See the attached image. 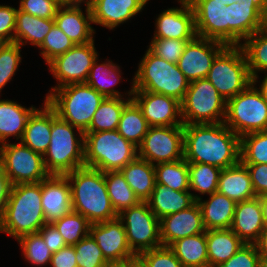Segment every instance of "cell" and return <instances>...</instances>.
Here are the masks:
<instances>
[{
  "instance_id": "obj_1",
  "label": "cell",
  "mask_w": 267,
  "mask_h": 267,
  "mask_svg": "<svg viewBox=\"0 0 267 267\" xmlns=\"http://www.w3.org/2000/svg\"><path fill=\"white\" fill-rule=\"evenodd\" d=\"M184 129V159L221 169L240 161V137L222 123L187 124Z\"/></svg>"
},
{
  "instance_id": "obj_2",
  "label": "cell",
  "mask_w": 267,
  "mask_h": 267,
  "mask_svg": "<svg viewBox=\"0 0 267 267\" xmlns=\"http://www.w3.org/2000/svg\"><path fill=\"white\" fill-rule=\"evenodd\" d=\"M71 187L72 209L91 224L118 217L108 195L104 172L81 167L65 174Z\"/></svg>"
},
{
  "instance_id": "obj_3",
  "label": "cell",
  "mask_w": 267,
  "mask_h": 267,
  "mask_svg": "<svg viewBox=\"0 0 267 267\" xmlns=\"http://www.w3.org/2000/svg\"><path fill=\"white\" fill-rule=\"evenodd\" d=\"M46 220L41 204V182L12 185L0 233L15 241L22 235L38 233Z\"/></svg>"
},
{
  "instance_id": "obj_4",
  "label": "cell",
  "mask_w": 267,
  "mask_h": 267,
  "mask_svg": "<svg viewBox=\"0 0 267 267\" xmlns=\"http://www.w3.org/2000/svg\"><path fill=\"white\" fill-rule=\"evenodd\" d=\"M84 133L59 118L52 109L51 140L43 155L50 175H65L85 166Z\"/></svg>"
},
{
  "instance_id": "obj_5",
  "label": "cell",
  "mask_w": 267,
  "mask_h": 267,
  "mask_svg": "<svg viewBox=\"0 0 267 267\" xmlns=\"http://www.w3.org/2000/svg\"><path fill=\"white\" fill-rule=\"evenodd\" d=\"M134 72V91H150L182 101L190 82L179 70L177 64L170 63L155 55L148 48Z\"/></svg>"
},
{
  "instance_id": "obj_6",
  "label": "cell",
  "mask_w": 267,
  "mask_h": 267,
  "mask_svg": "<svg viewBox=\"0 0 267 267\" xmlns=\"http://www.w3.org/2000/svg\"><path fill=\"white\" fill-rule=\"evenodd\" d=\"M105 98L86 83L68 84L52 90L45 102L62 120L83 133L89 128L93 115Z\"/></svg>"
},
{
  "instance_id": "obj_7",
  "label": "cell",
  "mask_w": 267,
  "mask_h": 267,
  "mask_svg": "<svg viewBox=\"0 0 267 267\" xmlns=\"http://www.w3.org/2000/svg\"><path fill=\"white\" fill-rule=\"evenodd\" d=\"M85 167L106 171L124 168L138 156V148L117 130L84 133Z\"/></svg>"
},
{
  "instance_id": "obj_8",
  "label": "cell",
  "mask_w": 267,
  "mask_h": 267,
  "mask_svg": "<svg viewBox=\"0 0 267 267\" xmlns=\"http://www.w3.org/2000/svg\"><path fill=\"white\" fill-rule=\"evenodd\" d=\"M227 101L244 91L253 79L241 46H226L213 60L206 77Z\"/></svg>"
},
{
  "instance_id": "obj_9",
  "label": "cell",
  "mask_w": 267,
  "mask_h": 267,
  "mask_svg": "<svg viewBox=\"0 0 267 267\" xmlns=\"http://www.w3.org/2000/svg\"><path fill=\"white\" fill-rule=\"evenodd\" d=\"M224 124L239 137L267 130V100L254 82L227 100Z\"/></svg>"
},
{
  "instance_id": "obj_10",
  "label": "cell",
  "mask_w": 267,
  "mask_h": 267,
  "mask_svg": "<svg viewBox=\"0 0 267 267\" xmlns=\"http://www.w3.org/2000/svg\"><path fill=\"white\" fill-rule=\"evenodd\" d=\"M180 103L184 125L222 123L225 120L227 101L206 78L191 82Z\"/></svg>"
},
{
  "instance_id": "obj_11",
  "label": "cell",
  "mask_w": 267,
  "mask_h": 267,
  "mask_svg": "<svg viewBox=\"0 0 267 267\" xmlns=\"http://www.w3.org/2000/svg\"><path fill=\"white\" fill-rule=\"evenodd\" d=\"M0 163L12 185L39 183L50 175L45 169L43 155L21 141L0 145Z\"/></svg>"
},
{
  "instance_id": "obj_12",
  "label": "cell",
  "mask_w": 267,
  "mask_h": 267,
  "mask_svg": "<svg viewBox=\"0 0 267 267\" xmlns=\"http://www.w3.org/2000/svg\"><path fill=\"white\" fill-rule=\"evenodd\" d=\"M126 230V238L131 251L140 253L162 246L160 240V220L149 208L147 202L123 210L118 214Z\"/></svg>"
},
{
  "instance_id": "obj_13",
  "label": "cell",
  "mask_w": 267,
  "mask_h": 267,
  "mask_svg": "<svg viewBox=\"0 0 267 267\" xmlns=\"http://www.w3.org/2000/svg\"><path fill=\"white\" fill-rule=\"evenodd\" d=\"M99 55L94 40L86 44H76L67 52L52 60L47 65V70L56 80V84L50 87L44 97L52 90L62 86L86 83L90 69Z\"/></svg>"
},
{
  "instance_id": "obj_14",
  "label": "cell",
  "mask_w": 267,
  "mask_h": 267,
  "mask_svg": "<svg viewBox=\"0 0 267 267\" xmlns=\"http://www.w3.org/2000/svg\"><path fill=\"white\" fill-rule=\"evenodd\" d=\"M138 157L153 165L183 159V125L149 127L138 147Z\"/></svg>"
},
{
  "instance_id": "obj_15",
  "label": "cell",
  "mask_w": 267,
  "mask_h": 267,
  "mask_svg": "<svg viewBox=\"0 0 267 267\" xmlns=\"http://www.w3.org/2000/svg\"><path fill=\"white\" fill-rule=\"evenodd\" d=\"M89 235L96 241L111 266H124L137 260L128 245L124 225L118 217L91 224Z\"/></svg>"
},
{
  "instance_id": "obj_16",
  "label": "cell",
  "mask_w": 267,
  "mask_h": 267,
  "mask_svg": "<svg viewBox=\"0 0 267 267\" xmlns=\"http://www.w3.org/2000/svg\"><path fill=\"white\" fill-rule=\"evenodd\" d=\"M267 0H238L227 4L228 46L241 44L263 28Z\"/></svg>"
},
{
  "instance_id": "obj_17",
  "label": "cell",
  "mask_w": 267,
  "mask_h": 267,
  "mask_svg": "<svg viewBox=\"0 0 267 267\" xmlns=\"http://www.w3.org/2000/svg\"><path fill=\"white\" fill-rule=\"evenodd\" d=\"M226 47L224 43L196 36L187 43L178 67L187 80L193 81L206 78L213 60Z\"/></svg>"
},
{
  "instance_id": "obj_18",
  "label": "cell",
  "mask_w": 267,
  "mask_h": 267,
  "mask_svg": "<svg viewBox=\"0 0 267 267\" xmlns=\"http://www.w3.org/2000/svg\"><path fill=\"white\" fill-rule=\"evenodd\" d=\"M176 1V0H175ZM179 6L167 7L156 14L152 38L194 39L197 36L195 14L189 0H177Z\"/></svg>"
},
{
  "instance_id": "obj_19",
  "label": "cell",
  "mask_w": 267,
  "mask_h": 267,
  "mask_svg": "<svg viewBox=\"0 0 267 267\" xmlns=\"http://www.w3.org/2000/svg\"><path fill=\"white\" fill-rule=\"evenodd\" d=\"M151 126L184 125L181 103L176 98L150 91H134L131 98Z\"/></svg>"
},
{
  "instance_id": "obj_20",
  "label": "cell",
  "mask_w": 267,
  "mask_h": 267,
  "mask_svg": "<svg viewBox=\"0 0 267 267\" xmlns=\"http://www.w3.org/2000/svg\"><path fill=\"white\" fill-rule=\"evenodd\" d=\"M195 14L197 36L228 46L227 4L215 0H189Z\"/></svg>"
},
{
  "instance_id": "obj_21",
  "label": "cell",
  "mask_w": 267,
  "mask_h": 267,
  "mask_svg": "<svg viewBox=\"0 0 267 267\" xmlns=\"http://www.w3.org/2000/svg\"><path fill=\"white\" fill-rule=\"evenodd\" d=\"M150 0H92L89 4L93 25L109 31L128 23L146 9Z\"/></svg>"
},
{
  "instance_id": "obj_22",
  "label": "cell",
  "mask_w": 267,
  "mask_h": 267,
  "mask_svg": "<svg viewBox=\"0 0 267 267\" xmlns=\"http://www.w3.org/2000/svg\"><path fill=\"white\" fill-rule=\"evenodd\" d=\"M54 21L75 45L95 40L96 29L92 26V14L87 4H62Z\"/></svg>"
},
{
  "instance_id": "obj_23",
  "label": "cell",
  "mask_w": 267,
  "mask_h": 267,
  "mask_svg": "<svg viewBox=\"0 0 267 267\" xmlns=\"http://www.w3.org/2000/svg\"><path fill=\"white\" fill-rule=\"evenodd\" d=\"M41 204L46 223L73 211L71 187L65 175H49L41 181Z\"/></svg>"
},
{
  "instance_id": "obj_24",
  "label": "cell",
  "mask_w": 267,
  "mask_h": 267,
  "mask_svg": "<svg viewBox=\"0 0 267 267\" xmlns=\"http://www.w3.org/2000/svg\"><path fill=\"white\" fill-rule=\"evenodd\" d=\"M202 213L197 201L185 210L160 219V240L163 246H170L178 239L204 233Z\"/></svg>"
},
{
  "instance_id": "obj_25",
  "label": "cell",
  "mask_w": 267,
  "mask_h": 267,
  "mask_svg": "<svg viewBox=\"0 0 267 267\" xmlns=\"http://www.w3.org/2000/svg\"><path fill=\"white\" fill-rule=\"evenodd\" d=\"M98 56L90 69L86 84L94 88L104 98H132L133 77L130 79V88L125 92L115 87L123 83V74L121 67L118 63H114L113 60L106 58L101 61L102 58ZM101 62V63H100Z\"/></svg>"
},
{
  "instance_id": "obj_26",
  "label": "cell",
  "mask_w": 267,
  "mask_h": 267,
  "mask_svg": "<svg viewBox=\"0 0 267 267\" xmlns=\"http://www.w3.org/2000/svg\"><path fill=\"white\" fill-rule=\"evenodd\" d=\"M265 224L259 197L238 202L235 207L231 230L245 243L253 244Z\"/></svg>"
},
{
  "instance_id": "obj_27",
  "label": "cell",
  "mask_w": 267,
  "mask_h": 267,
  "mask_svg": "<svg viewBox=\"0 0 267 267\" xmlns=\"http://www.w3.org/2000/svg\"><path fill=\"white\" fill-rule=\"evenodd\" d=\"M37 108L34 105L26 107L15 99H2L0 96V145L11 142V137L21 141L27 121Z\"/></svg>"
},
{
  "instance_id": "obj_28",
  "label": "cell",
  "mask_w": 267,
  "mask_h": 267,
  "mask_svg": "<svg viewBox=\"0 0 267 267\" xmlns=\"http://www.w3.org/2000/svg\"><path fill=\"white\" fill-rule=\"evenodd\" d=\"M202 213V220L205 230L230 229L236 202L226 195L214 192L207 195L205 199L197 200Z\"/></svg>"
},
{
  "instance_id": "obj_29",
  "label": "cell",
  "mask_w": 267,
  "mask_h": 267,
  "mask_svg": "<svg viewBox=\"0 0 267 267\" xmlns=\"http://www.w3.org/2000/svg\"><path fill=\"white\" fill-rule=\"evenodd\" d=\"M52 108L43 103L29 117L21 142L42 155L48 149L51 140Z\"/></svg>"
},
{
  "instance_id": "obj_30",
  "label": "cell",
  "mask_w": 267,
  "mask_h": 267,
  "mask_svg": "<svg viewBox=\"0 0 267 267\" xmlns=\"http://www.w3.org/2000/svg\"><path fill=\"white\" fill-rule=\"evenodd\" d=\"M217 192L236 203L256 197L246 165L239 161L229 168L222 169Z\"/></svg>"
},
{
  "instance_id": "obj_31",
  "label": "cell",
  "mask_w": 267,
  "mask_h": 267,
  "mask_svg": "<svg viewBox=\"0 0 267 267\" xmlns=\"http://www.w3.org/2000/svg\"><path fill=\"white\" fill-rule=\"evenodd\" d=\"M146 202L160 220L164 216L189 208L196 200L190 191H177L160 183H155L154 190Z\"/></svg>"
},
{
  "instance_id": "obj_32",
  "label": "cell",
  "mask_w": 267,
  "mask_h": 267,
  "mask_svg": "<svg viewBox=\"0 0 267 267\" xmlns=\"http://www.w3.org/2000/svg\"><path fill=\"white\" fill-rule=\"evenodd\" d=\"M54 24V19L33 16L18 8L14 42L18 43L22 48L26 45L39 48Z\"/></svg>"
},
{
  "instance_id": "obj_33",
  "label": "cell",
  "mask_w": 267,
  "mask_h": 267,
  "mask_svg": "<svg viewBox=\"0 0 267 267\" xmlns=\"http://www.w3.org/2000/svg\"><path fill=\"white\" fill-rule=\"evenodd\" d=\"M209 267L228 261L245 243L231 229L206 230Z\"/></svg>"
},
{
  "instance_id": "obj_34",
  "label": "cell",
  "mask_w": 267,
  "mask_h": 267,
  "mask_svg": "<svg viewBox=\"0 0 267 267\" xmlns=\"http://www.w3.org/2000/svg\"><path fill=\"white\" fill-rule=\"evenodd\" d=\"M120 171L139 201L146 202L156 183L154 165L137 156Z\"/></svg>"
},
{
  "instance_id": "obj_35",
  "label": "cell",
  "mask_w": 267,
  "mask_h": 267,
  "mask_svg": "<svg viewBox=\"0 0 267 267\" xmlns=\"http://www.w3.org/2000/svg\"><path fill=\"white\" fill-rule=\"evenodd\" d=\"M169 247L184 267H209L206 231L178 239Z\"/></svg>"
},
{
  "instance_id": "obj_36",
  "label": "cell",
  "mask_w": 267,
  "mask_h": 267,
  "mask_svg": "<svg viewBox=\"0 0 267 267\" xmlns=\"http://www.w3.org/2000/svg\"><path fill=\"white\" fill-rule=\"evenodd\" d=\"M221 170L210 164L188 163L190 192L196 201L217 192Z\"/></svg>"
},
{
  "instance_id": "obj_37",
  "label": "cell",
  "mask_w": 267,
  "mask_h": 267,
  "mask_svg": "<svg viewBox=\"0 0 267 267\" xmlns=\"http://www.w3.org/2000/svg\"><path fill=\"white\" fill-rule=\"evenodd\" d=\"M149 127L140 108L131 100L122 111L117 128L118 133L138 148Z\"/></svg>"
},
{
  "instance_id": "obj_38",
  "label": "cell",
  "mask_w": 267,
  "mask_h": 267,
  "mask_svg": "<svg viewBox=\"0 0 267 267\" xmlns=\"http://www.w3.org/2000/svg\"><path fill=\"white\" fill-rule=\"evenodd\" d=\"M131 98H105L93 115L86 132L117 130L124 107Z\"/></svg>"
},
{
  "instance_id": "obj_39",
  "label": "cell",
  "mask_w": 267,
  "mask_h": 267,
  "mask_svg": "<svg viewBox=\"0 0 267 267\" xmlns=\"http://www.w3.org/2000/svg\"><path fill=\"white\" fill-rule=\"evenodd\" d=\"M104 180L109 198L117 215L140 202L120 170L104 172Z\"/></svg>"
},
{
  "instance_id": "obj_40",
  "label": "cell",
  "mask_w": 267,
  "mask_h": 267,
  "mask_svg": "<svg viewBox=\"0 0 267 267\" xmlns=\"http://www.w3.org/2000/svg\"><path fill=\"white\" fill-rule=\"evenodd\" d=\"M248 62L250 76L267 73V32L263 29L249 36L242 44Z\"/></svg>"
},
{
  "instance_id": "obj_41",
  "label": "cell",
  "mask_w": 267,
  "mask_h": 267,
  "mask_svg": "<svg viewBox=\"0 0 267 267\" xmlns=\"http://www.w3.org/2000/svg\"><path fill=\"white\" fill-rule=\"evenodd\" d=\"M156 183L177 191H190L188 162L183 158L154 165Z\"/></svg>"
},
{
  "instance_id": "obj_42",
  "label": "cell",
  "mask_w": 267,
  "mask_h": 267,
  "mask_svg": "<svg viewBox=\"0 0 267 267\" xmlns=\"http://www.w3.org/2000/svg\"><path fill=\"white\" fill-rule=\"evenodd\" d=\"M17 243L21 248L22 259L27 264H31V267H49L53 253L39 233L22 235L17 239Z\"/></svg>"
},
{
  "instance_id": "obj_43",
  "label": "cell",
  "mask_w": 267,
  "mask_h": 267,
  "mask_svg": "<svg viewBox=\"0 0 267 267\" xmlns=\"http://www.w3.org/2000/svg\"><path fill=\"white\" fill-rule=\"evenodd\" d=\"M240 161L245 165L267 164V130L240 137Z\"/></svg>"
},
{
  "instance_id": "obj_44",
  "label": "cell",
  "mask_w": 267,
  "mask_h": 267,
  "mask_svg": "<svg viewBox=\"0 0 267 267\" xmlns=\"http://www.w3.org/2000/svg\"><path fill=\"white\" fill-rule=\"evenodd\" d=\"M64 238L66 245L74 246L89 235L91 223L83 215L74 211L52 223Z\"/></svg>"
},
{
  "instance_id": "obj_45",
  "label": "cell",
  "mask_w": 267,
  "mask_h": 267,
  "mask_svg": "<svg viewBox=\"0 0 267 267\" xmlns=\"http://www.w3.org/2000/svg\"><path fill=\"white\" fill-rule=\"evenodd\" d=\"M21 52L22 47L16 42H9L0 50V96L4 87L13 81L17 71H20L19 64L23 59Z\"/></svg>"
},
{
  "instance_id": "obj_46",
  "label": "cell",
  "mask_w": 267,
  "mask_h": 267,
  "mask_svg": "<svg viewBox=\"0 0 267 267\" xmlns=\"http://www.w3.org/2000/svg\"><path fill=\"white\" fill-rule=\"evenodd\" d=\"M75 43L54 24L42 45L38 48L39 55L42 56L46 65H48L56 57L64 54L71 49Z\"/></svg>"
},
{
  "instance_id": "obj_47",
  "label": "cell",
  "mask_w": 267,
  "mask_h": 267,
  "mask_svg": "<svg viewBox=\"0 0 267 267\" xmlns=\"http://www.w3.org/2000/svg\"><path fill=\"white\" fill-rule=\"evenodd\" d=\"M74 248L78 267H111L105 260L100 247L90 235L80 240L74 245Z\"/></svg>"
},
{
  "instance_id": "obj_48",
  "label": "cell",
  "mask_w": 267,
  "mask_h": 267,
  "mask_svg": "<svg viewBox=\"0 0 267 267\" xmlns=\"http://www.w3.org/2000/svg\"><path fill=\"white\" fill-rule=\"evenodd\" d=\"M150 40L151 42L148 43L147 48L152 53L170 63L178 64L187 43L193 39L151 38Z\"/></svg>"
},
{
  "instance_id": "obj_49",
  "label": "cell",
  "mask_w": 267,
  "mask_h": 267,
  "mask_svg": "<svg viewBox=\"0 0 267 267\" xmlns=\"http://www.w3.org/2000/svg\"><path fill=\"white\" fill-rule=\"evenodd\" d=\"M143 267H184L169 246L144 251L136 260Z\"/></svg>"
},
{
  "instance_id": "obj_50",
  "label": "cell",
  "mask_w": 267,
  "mask_h": 267,
  "mask_svg": "<svg viewBox=\"0 0 267 267\" xmlns=\"http://www.w3.org/2000/svg\"><path fill=\"white\" fill-rule=\"evenodd\" d=\"M21 11L44 19H54L61 0H21L18 2Z\"/></svg>"
},
{
  "instance_id": "obj_51",
  "label": "cell",
  "mask_w": 267,
  "mask_h": 267,
  "mask_svg": "<svg viewBox=\"0 0 267 267\" xmlns=\"http://www.w3.org/2000/svg\"><path fill=\"white\" fill-rule=\"evenodd\" d=\"M261 258L254 244H244L228 261L217 267H258Z\"/></svg>"
},
{
  "instance_id": "obj_52",
  "label": "cell",
  "mask_w": 267,
  "mask_h": 267,
  "mask_svg": "<svg viewBox=\"0 0 267 267\" xmlns=\"http://www.w3.org/2000/svg\"><path fill=\"white\" fill-rule=\"evenodd\" d=\"M17 10L13 5L0 4V35L8 42H14Z\"/></svg>"
},
{
  "instance_id": "obj_53",
  "label": "cell",
  "mask_w": 267,
  "mask_h": 267,
  "mask_svg": "<svg viewBox=\"0 0 267 267\" xmlns=\"http://www.w3.org/2000/svg\"><path fill=\"white\" fill-rule=\"evenodd\" d=\"M256 196L267 195V164L246 165Z\"/></svg>"
},
{
  "instance_id": "obj_54",
  "label": "cell",
  "mask_w": 267,
  "mask_h": 267,
  "mask_svg": "<svg viewBox=\"0 0 267 267\" xmlns=\"http://www.w3.org/2000/svg\"><path fill=\"white\" fill-rule=\"evenodd\" d=\"M38 233L42 236L45 244L52 253H55L66 246L64 238L52 223L43 225Z\"/></svg>"
},
{
  "instance_id": "obj_55",
  "label": "cell",
  "mask_w": 267,
  "mask_h": 267,
  "mask_svg": "<svg viewBox=\"0 0 267 267\" xmlns=\"http://www.w3.org/2000/svg\"><path fill=\"white\" fill-rule=\"evenodd\" d=\"M49 267H78L74 246L66 245L53 253Z\"/></svg>"
},
{
  "instance_id": "obj_56",
  "label": "cell",
  "mask_w": 267,
  "mask_h": 267,
  "mask_svg": "<svg viewBox=\"0 0 267 267\" xmlns=\"http://www.w3.org/2000/svg\"><path fill=\"white\" fill-rule=\"evenodd\" d=\"M12 184L4 171L2 164L0 163V222L2 221L6 204L9 199Z\"/></svg>"
},
{
  "instance_id": "obj_57",
  "label": "cell",
  "mask_w": 267,
  "mask_h": 267,
  "mask_svg": "<svg viewBox=\"0 0 267 267\" xmlns=\"http://www.w3.org/2000/svg\"><path fill=\"white\" fill-rule=\"evenodd\" d=\"M263 261H267V226H264L258 239L253 243Z\"/></svg>"
},
{
  "instance_id": "obj_58",
  "label": "cell",
  "mask_w": 267,
  "mask_h": 267,
  "mask_svg": "<svg viewBox=\"0 0 267 267\" xmlns=\"http://www.w3.org/2000/svg\"><path fill=\"white\" fill-rule=\"evenodd\" d=\"M263 75H258L253 79V82L256 84V86L262 91L264 97L267 100V73H264ZM263 78V79H262Z\"/></svg>"
},
{
  "instance_id": "obj_59",
  "label": "cell",
  "mask_w": 267,
  "mask_h": 267,
  "mask_svg": "<svg viewBox=\"0 0 267 267\" xmlns=\"http://www.w3.org/2000/svg\"><path fill=\"white\" fill-rule=\"evenodd\" d=\"M259 200L263 214V221L265 226H267V195L259 196Z\"/></svg>"
},
{
  "instance_id": "obj_60",
  "label": "cell",
  "mask_w": 267,
  "mask_h": 267,
  "mask_svg": "<svg viewBox=\"0 0 267 267\" xmlns=\"http://www.w3.org/2000/svg\"><path fill=\"white\" fill-rule=\"evenodd\" d=\"M92 0H61L62 4H87L89 5Z\"/></svg>"
},
{
  "instance_id": "obj_61",
  "label": "cell",
  "mask_w": 267,
  "mask_h": 267,
  "mask_svg": "<svg viewBox=\"0 0 267 267\" xmlns=\"http://www.w3.org/2000/svg\"><path fill=\"white\" fill-rule=\"evenodd\" d=\"M262 29L267 32V2H266V6H265V11H264L263 28Z\"/></svg>"
},
{
  "instance_id": "obj_62",
  "label": "cell",
  "mask_w": 267,
  "mask_h": 267,
  "mask_svg": "<svg viewBox=\"0 0 267 267\" xmlns=\"http://www.w3.org/2000/svg\"><path fill=\"white\" fill-rule=\"evenodd\" d=\"M9 43L4 37L0 35V50L7 44Z\"/></svg>"
},
{
  "instance_id": "obj_63",
  "label": "cell",
  "mask_w": 267,
  "mask_h": 267,
  "mask_svg": "<svg viewBox=\"0 0 267 267\" xmlns=\"http://www.w3.org/2000/svg\"><path fill=\"white\" fill-rule=\"evenodd\" d=\"M215 1H221L223 4H228V5H230V4H232V3H234V2H237L238 0H215Z\"/></svg>"
},
{
  "instance_id": "obj_64",
  "label": "cell",
  "mask_w": 267,
  "mask_h": 267,
  "mask_svg": "<svg viewBox=\"0 0 267 267\" xmlns=\"http://www.w3.org/2000/svg\"><path fill=\"white\" fill-rule=\"evenodd\" d=\"M258 267H267V261L261 260Z\"/></svg>"
},
{
  "instance_id": "obj_65",
  "label": "cell",
  "mask_w": 267,
  "mask_h": 267,
  "mask_svg": "<svg viewBox=\"0 0 267 267\" xmlns=\"http://www.w3.org/2000/svg\"><path fill=\"white\" fill-rule=\"evenodd\" d=\"M111 267H133V262L128 263L127 265L124 266H111Z\"/></svg>"
},
{
  "instance_id": "obj_66",
  "label": "cell",
  "mask_w": 267,
  "mask_h": 267,
  "mask_svg": "<svg viewBox=\"0 0 267 267\" xmlns=\"http://www.w3.org/2000/svg\"><path fill=\"white\" fill-rule=\"evenodd\" d=\"M133 267H143V266L141 264H139L137 261H134Z\"/></svg>"
}]
</instances>
